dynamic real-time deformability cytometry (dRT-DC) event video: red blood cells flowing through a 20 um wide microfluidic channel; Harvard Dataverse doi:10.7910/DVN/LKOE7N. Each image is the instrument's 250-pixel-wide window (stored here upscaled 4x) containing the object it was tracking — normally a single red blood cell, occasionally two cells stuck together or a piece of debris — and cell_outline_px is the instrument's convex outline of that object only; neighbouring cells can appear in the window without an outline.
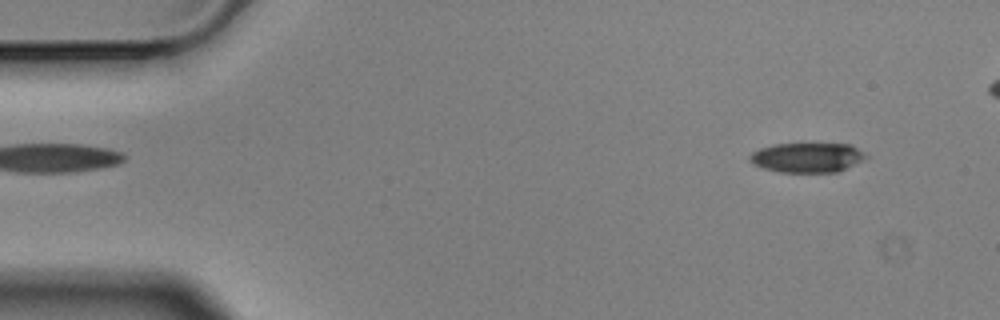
{"species": "Egyptian fruit bat (a non-hibernating species)", "species_latin": "Rousettus aegyptiacus", "temperature_condition": "cold", "stored_images_in_passage": 2, "segment_of_instrument_passage": [2, 2], "camera_frame_rate_fps": 3000, "um_per_image_px": 0.085, "animal": {"sex": "male"}, "frame": {"image": 1, "passage_image": 2, "time_ms": 0.333, "image_size_px": [1000, 320], "cell_outline_px": [[868, 156], [836, 172], [780, 172], [764, 168], [752, 164], [748, 160], [748, 156], [752, 152], [760, 148], [776, 144], [852, 144]], "centroid_in_image_um": [68.54, 13.38], "position_along_channel_um": 16.5, "area_um2": 19.83}}